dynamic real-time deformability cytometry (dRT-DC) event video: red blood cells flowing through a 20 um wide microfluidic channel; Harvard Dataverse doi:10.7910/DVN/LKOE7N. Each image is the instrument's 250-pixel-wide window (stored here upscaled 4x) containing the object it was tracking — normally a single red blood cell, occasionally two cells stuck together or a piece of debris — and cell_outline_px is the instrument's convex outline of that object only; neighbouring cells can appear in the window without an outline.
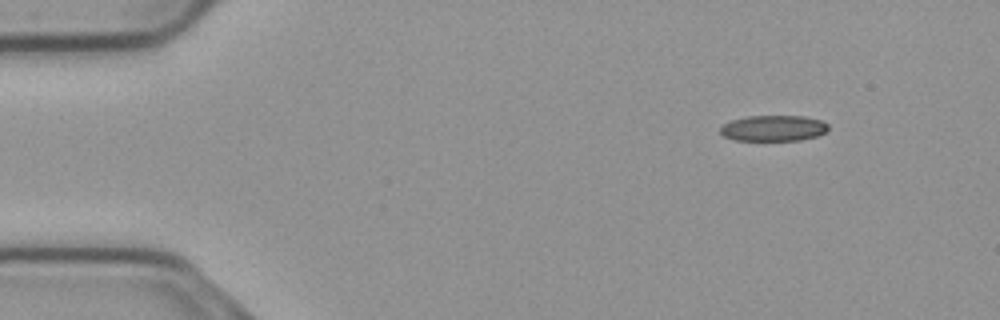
{"species": "common noctule bat (a hibernating species)", "species_latin": "Nyctalus noctula", "temperature_condition": "cold", "stored_images_in_passage": 50, "camera_frame_rate_fps": 3000, "um_per_image_px": 0.085, "animal": {"sex": "male", "body_mass_g": 23.1, "forearm_length_mm": 52.7}, "frame": {"image": 1, "passage_image": 1, "time_ms": 0.0, "image_size_px": [1000, 320], "cell_outline_px": [[828, 132], [816, 136], [800, 140], [736, 140], [724, 136], [720, 132], [720, 128], [724, 124], [732, 120], [744, 116], [804, 116], [820, 120], [828, 124]], "centroid_in_image_um": [65.76, 10.89], "position_along_channel_um": 19.2, "area_um2": 16.24}}
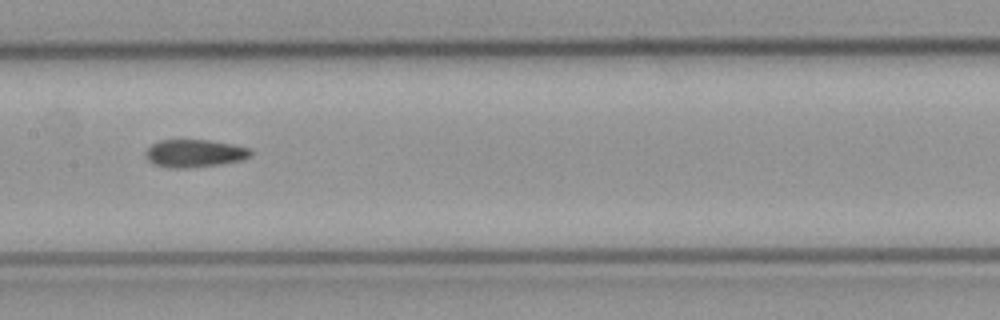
{"frame": {"image": 2, "passage_image": 22, "time_ms": 7.0, "image_size_px": [1000, 320], "cell_outline_px": [[252, 156], [240, 160], [220, 164], [188, 168], [172, 168], [152, 164], [144, 156], [144, 152], [152, 144], [160, 140], [208, 140], [232, 144], [248, 148], [252, 152]], "centroid_in_image_um": [16.5, 13.04], "position_along_channel_um": 190.9, "area_um2": 16.99}}
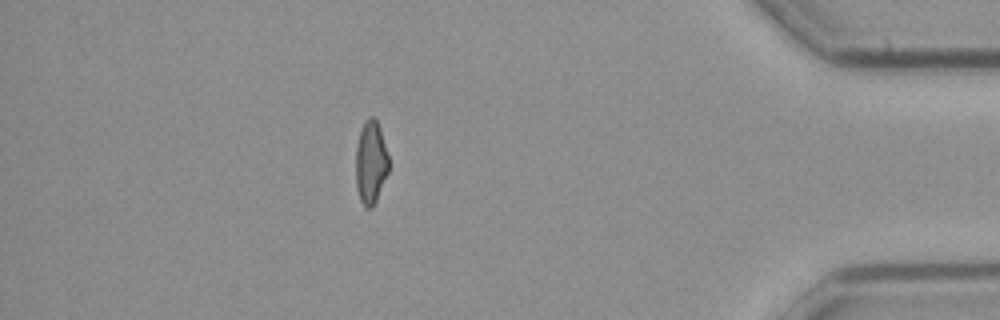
{"frame": {"image": 3, "passage_image": 43, "time_ms": 14.0, "image_size_px": [1000, 320], "cell_outline_px": [[388, 172], [376, 200], [372, 208], [364, 208], [360, 200], [356, 188], [356, 148], [360, 132], [364, 120], [368, 116], [376, 116], [380, 128], [388, 156]], "centroid_in_image_um": [31.5, 13.79], "position_along_channel_um": 403.7, "area_um2": 16.01}, "authors_computed_cell_mechanics": {"area_um2": 16.9643, "velocity_mm_per_s": 3.7199, "shape_relaxation_time_tau1_ms": null, "shape_relaxation_time_tau2_ms": 4.9902, "deformation_change_tau1": null, "deformation_change_tau2": 0.1244}}